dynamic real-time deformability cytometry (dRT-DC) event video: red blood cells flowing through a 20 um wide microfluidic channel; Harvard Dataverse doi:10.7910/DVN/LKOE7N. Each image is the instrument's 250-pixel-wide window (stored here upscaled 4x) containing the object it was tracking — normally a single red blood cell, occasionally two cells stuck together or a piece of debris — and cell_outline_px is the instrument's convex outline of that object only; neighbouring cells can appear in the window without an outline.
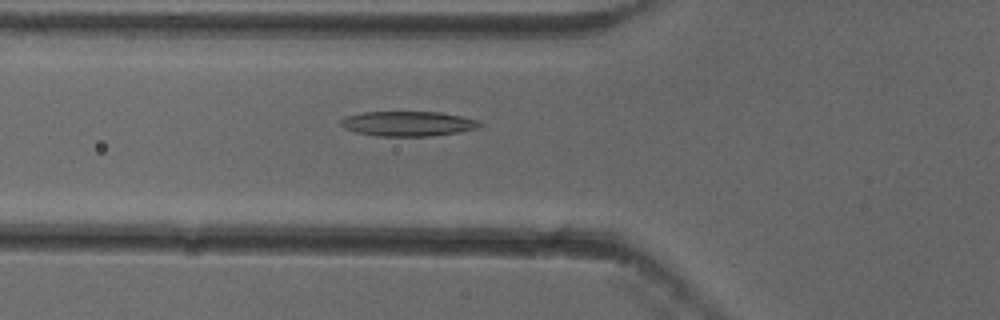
{"species": "common noctule bat (a hibernating species)", "species_latin": "Nyctalus noctula", "temperature_condition": "cold", "stored_images_in_passage": 39, "camera_frame_rate_fps": 3000, "um_per_image_px": 0.085, "animal": {"sex": "female"}, "frame": {"image": 1, "passage_image": 5, "time_ms": 1.333, "image_size_px": [1000, 320], "cell_outline_px": [[484, 124], [480, 128], [460, 132], [428, 136], [376, 136], [356, 132], [344, 128], [340, 124], [340, 120], [348, 116], [364, 112], [440, 112], [460, 116], [476, 120]], "centroid_in_image_um": [34.7, 10.52], "position_along_channel_um": 91.1, "area_um2": 20.11}}
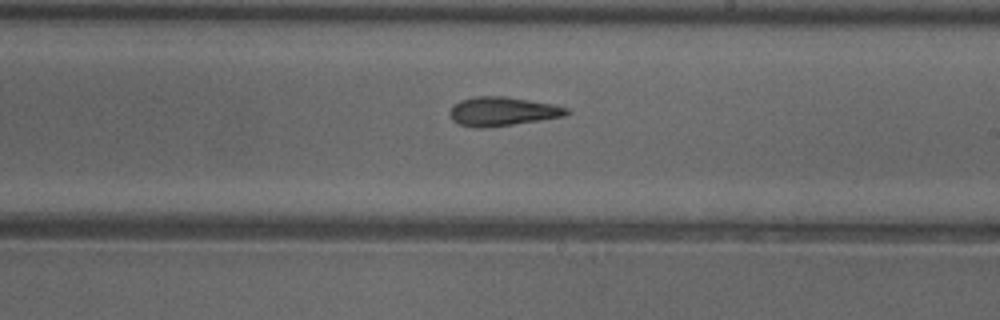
{"frame": {"image": 2, "passage_image": 17, "time_ms": 5.333, "image_size_px": [1000, 320], "cell_outline_px": [[572, 112], [568, 116], [512, 124], [480, 128], [472, 128], [460, 124], [452, 120], [448, 112], [452, 104], [460, 100], [476, 96], [504, 96], [552, 104], [568, 108]], "centroid_in_image_um": [42.69, 9.47], "position_along_channel_um": 246.3, "area_um2": 19.83}}
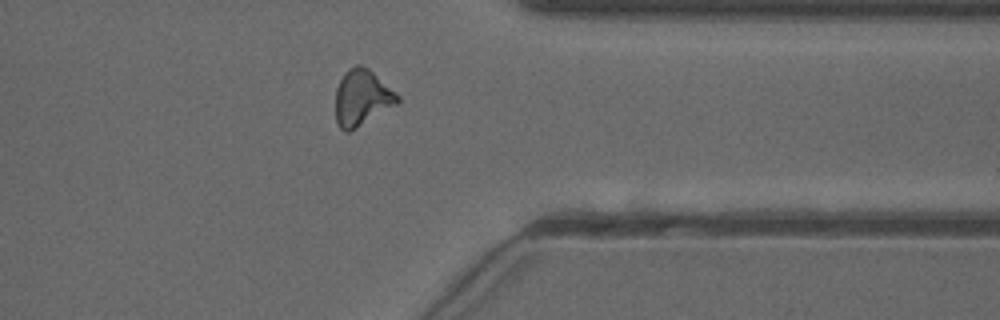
{"frame": {"image": 3, "passage_image": 28, "time_ms": 9.0, "image_size_px": [1000, 320], "cell_outline_px": [[400, 104], [356, 128], [348, 132], [344, 132], [340, 128], [336, 120], [336, 88], [344, 72], [348, 68], [356, 64], [360, 64], [368, 68], [396, 92], [400, 96]], "centroid_in_image_um": [30.79, 8.31], "position_along_channel_um": 380.6, "area_um2": 20.52}, "authors_computed_cell_mechanics": {"area_um2": 19.4208, "velocity_mm_per_s": 3.8618, "shape_relaxation_time_tau1_ms": null, "shape_relaxation_time_tau2_ms": 3.88, "deformation_change_tau1": null, "deformation_change_tau2": 0.1409}}